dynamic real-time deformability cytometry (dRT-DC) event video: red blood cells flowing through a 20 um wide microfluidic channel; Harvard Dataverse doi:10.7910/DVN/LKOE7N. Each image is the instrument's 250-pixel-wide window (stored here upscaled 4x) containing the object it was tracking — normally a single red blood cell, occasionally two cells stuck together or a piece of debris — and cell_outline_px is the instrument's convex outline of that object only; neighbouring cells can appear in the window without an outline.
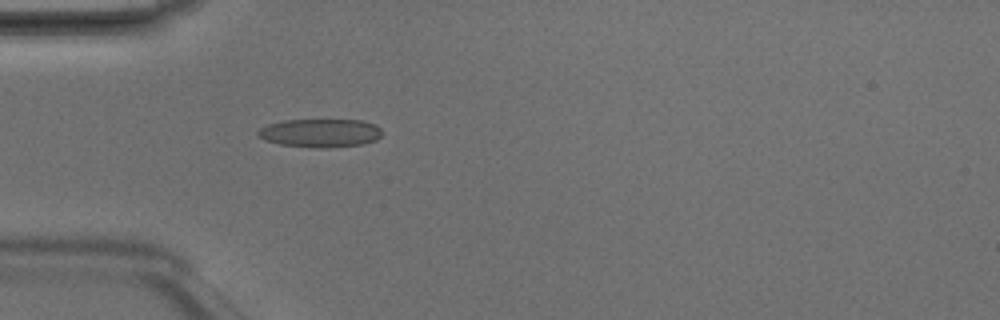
{"species": "Egyptian fruit bat (a non-hibernating species)", "species_latin": "Rousettus aegyptiacus", "temperature_condition": "room temperature", "stored_images_in_passage": 1, "camera_frame_rate_fps": 3000, "um_per_image_px": 0.085, "animal": {"sex": "male"}, "frame": {"image": 1, "passage_image": 1, "time_ms": 0.0, "image_size_px": [1000, 320], "cell_outline_px": [[380, 136], [376, 140], [364, 144], [324, 148], [316, 148], [280, 144], [264, 140], [256, 136], [256, 132], [260, 128], [268, 124], [284, 120], [360, 120], [376, 124], [380, 128]], "centroid_in_image_um": [27.19, 11.3], "position_along_channel_um": 57.8, "area_um2": 20.63}}